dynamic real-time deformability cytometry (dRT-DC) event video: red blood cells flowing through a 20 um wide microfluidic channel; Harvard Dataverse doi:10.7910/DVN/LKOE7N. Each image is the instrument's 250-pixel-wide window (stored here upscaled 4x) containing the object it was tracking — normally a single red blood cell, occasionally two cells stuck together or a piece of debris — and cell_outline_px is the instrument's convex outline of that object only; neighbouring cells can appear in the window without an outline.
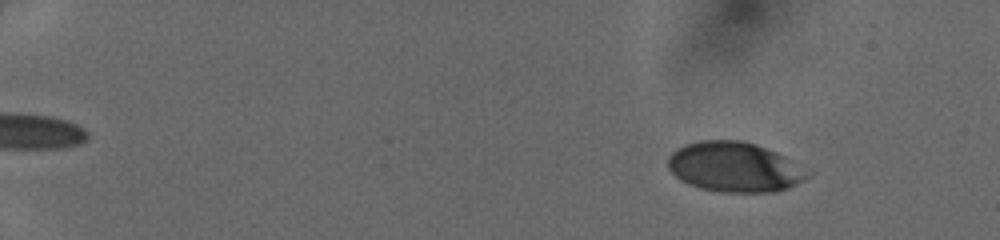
{"species": "human", "species_latin": "Homo sapiens", "temperature_condition": "cold", "stored_images_in_passage": 50, "camera_frame_rate_fps": 3000, "um_per_image_px": 0.085, "donor": {"sex": "female"}, "frame": {"image": 1, "passage_image": 7, "time_ms": 2.0, "image_size_px": [1000, 240], "cell_outline_px": [[812, 172], [804, 180], [796, 184], [776, 192], [720, 192], [700, 188], [688, 184], [680, 180], [668, 168], [668, 156], [676, 148], [684, 144], [700, 140], [740, 140], [756, 144], [776, 152], [812, 168]], "centroid_in_image_um": [62.48, 14.19], "position_along_channel_um": 22.5, "area_um2": 41.21}}
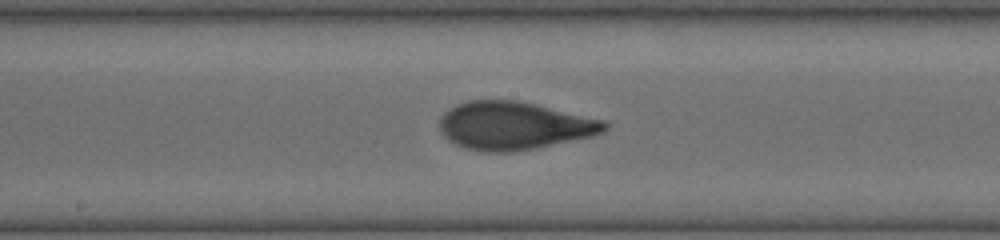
{"frame": {"image": 2, "passage_image": 30, "time_ms": 9.667, "image_size_px": [1000, 240], "cell_outline_px": [[608, 128], [604, 132], [592, 136], [536, 148], [508, 152], [484, 152], [468, 148], [456, 144], [448, 140], [440, 132], [440, 120], [444, 112], [456, 104], [468, 100], [520, 100], [608, 120]], "centroid_in_image_um": [43.74, 10.67], "position_along_channel_um": 204.5, "area_um2": 46.53}}
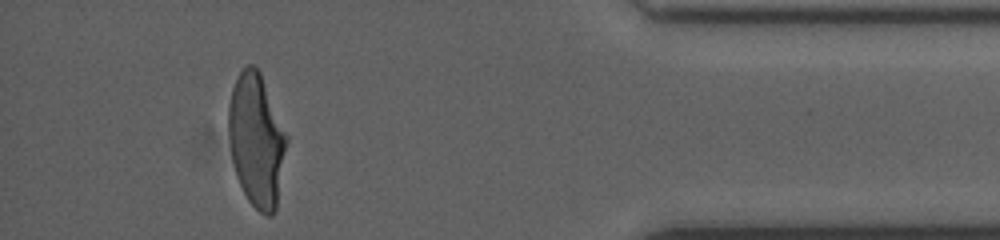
{"frame": {"image": 3, "passage_image": 47, "time_ms": 15.333, "image_size_px": [1000, 240], "cell_outline_px": [[288, 140], [276, 208], [272, 216], [268, 216], [260, 212], [248, 200], [236, 176], [232, 160], [228, 136], [228, 104], [232, 88], [240, 72], [248, 64], [252, 64], [260, 72], [288, 136]], "centroid_in_image_um": [21.8, 11.91], "position_along_channel_um": 413.4, "area_um2": 44.97}}